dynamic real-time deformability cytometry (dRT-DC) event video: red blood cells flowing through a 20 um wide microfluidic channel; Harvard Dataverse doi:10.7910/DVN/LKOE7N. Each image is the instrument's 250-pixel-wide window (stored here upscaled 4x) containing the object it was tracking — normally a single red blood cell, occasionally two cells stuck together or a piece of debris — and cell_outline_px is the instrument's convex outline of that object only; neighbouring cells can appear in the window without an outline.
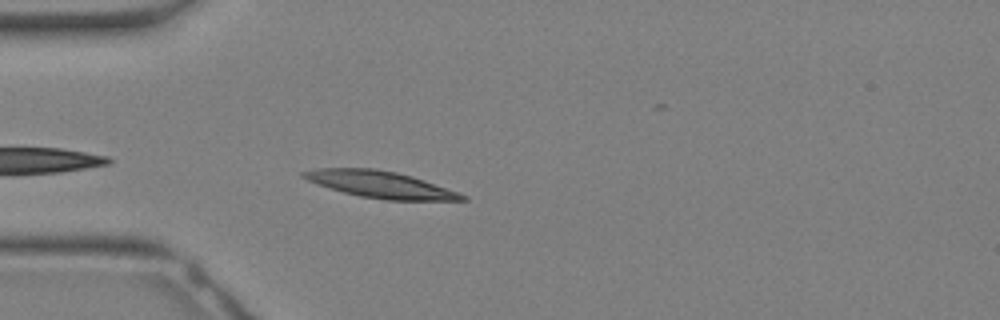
{"species": "Egyptian fruit bat (a non-hibernating species)", "species_latin": "Rousettus aegyptiacus", "temperature_condition": "warm", "stored_images_in_passage": 25, "camera_frame_rate_fps": 3000, "um_per_image_px": 0.085, "animal": {"sex": "female"}, "frame": {"image": 1, "passage_image": 1, "time_ms": 0.0, "image_size_px": [1000, 320], "cell_outline_px": [[468, 200], [388, 200], [360, 196], [344, 192], [308, 180], [300, 176], [300, 172], [320, 168], [376, 168], [396, 172], [412, 176], [460, 192], [468, 196]], "centroid_in_image_um": [32.38, 15.68], "position_along_channel_um": 52.6, "area_um2": 24.51}}
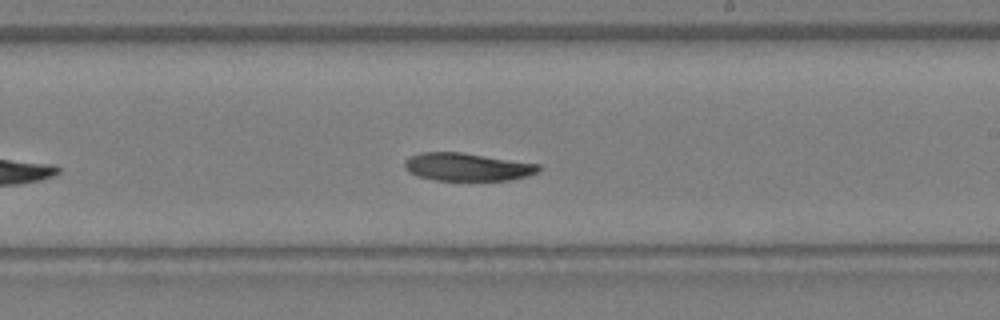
{"frame": {"image": 2, "passage_image": 11, "time_ms": 3.333, "image_size_px": [1000, 320], "cell_outline_px": [[540, 168], [536, 172], [528, 176], [512, 180], [436, 180], [420, 176], [408, 172], [404, 168], [404, 160], [408, 156], [420, 152], [460, 152], [540, 164]], "centroid_in_image_um": [39.68, 14.18], "position_along_channel_um": 249.3, "area_um2": 21.79}}
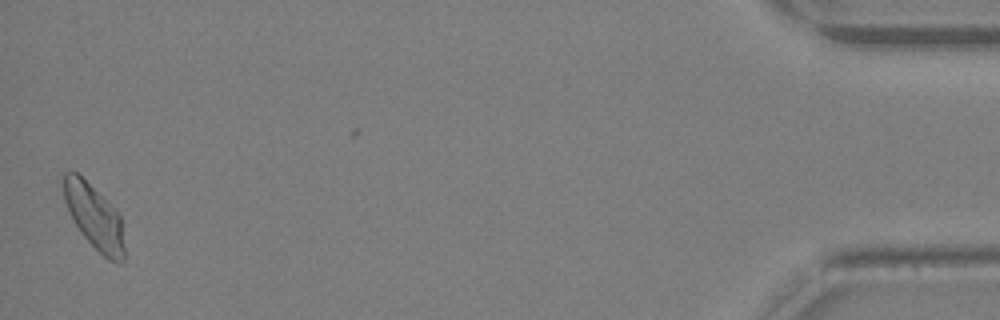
{"frame": {"image": 3, "passage_image": 24, "time_ms": 7.667, "image_size_px": [1000, 320], "cell_outline_px": [[124, 264], [120, 264], [108, 260], [84, 236], [68, 212], [64, 200], [60, 184], [60, 176], [64, 172], [76, 172], [104, 196], [116, 208], [120, 216], [124, 248]], "centroid_in_image_um": [7.98, 18.37], "position_along_channel_um": 427.2, "area_um2": 23.24}}